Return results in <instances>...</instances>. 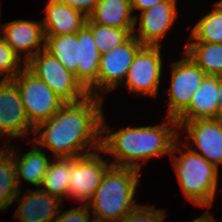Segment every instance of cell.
Segmentation results:
<instances>
[{"mask_svg":"<svg viewBox=\"0 0 222 222\" xmlns=\"http://www.w3.org/2000/svg\"><path fill=\"white\" fill-rule=\"evenodd\" d=\"M102 105L103 98L93 95L66 102L50 119L34 128L36 136L30 139L31 143H37L39 148L45 146L54 159L74 158L98 150L104 116Z\"/></svg>","mask_w":222,"mask_h":222,"instance_id":"1","label":"cell"},{"mask_svg":"<svg viewBox=\"0 0 222 222\" xmlns=\"http://www.w3.org/2000/svg\"><path fill=\"white\" fill-rule=\"evenodd\" d=\"M166 121L154 126L121 128L113 131L102 119L101 149L111 156L114 166L130 167L141 171V161L172 153L180 136L176 119L166 116ZM141 163V164H140Z\"/></svg>","mask_w":222,"mask_h":222,"instance_id":"2","label":"cell"},{"mask_svg":"<svg viewBox=\"0 0 222 222\" xmlns=\"http://www.w3.org/2000/svg\"><path fill=\"white\" fill-rule=\"evenodd\" d=\"M139 177L137 169L111 165L87 203L93 217L120 222L139 205L134 202Z\"/></svg>","mask_w":222,"mask_h":222,"instance_id":"3","label":"cell"},{"mask_svg":"<svg viewBox=\"0 0 222 222\" xmlns=\"http://www.w3.org/2000/svg\"><path fill=\"white\" fill-rule=\"evenodd\" d=\"M178 143L173 146L171 160L183 194L194 205L209 208L217 194L219 169L187 146L183 151Z\"/></svg>","mask_w":222,"mask_h":222,"instance_id":"4","label":"cell"},{"mask_svg":"<svg viewBox=\"0 0 222 222\" xmlns=\"http://www.w3.org/2000/svg\"><path fill=\"white\" fill-rule=\"evenodd\" d=\"M13 80L18 86L26 116L34 128L50 119L66 103L26 66Z\"/></svg>","mask_w":222,"mask_h":222,"instance_id":"5","label":"cell"},{"mask_svg":"<svg viewBox=\"0 0 222 222\" xmlns=\"http://www.w3.org/2000/svg\"><path fill=\"white\" fill-rule=\"evenodd\" d=\"M25 66L65 102H77L89 95L75 74L45 49L34 55Z\"/></svg>","mask_w":222,"mask_h":222,"instance_id":"6","label":"cell"},{"mask_svg":"<svg viewBox=\"0 0 222 222\" xmlns=\"http://www.w3.org/2000/svg\"><path fill=\"white\" fill-rule=\"evenodd\" d=\"M99 148L91 153L70 158L69 186L67 194L69 198L87 204L93 197L101 180L112 165L100 155Z\"/></svg>","mask_w":222,"mask_h":222,"instance_id":"7","label":"cell"},{"mask_svg":"<svg viewBox=\"0 0 222 222\" xmlns=\"http://www.w3.org/2000/svg\"><path fill=\"white\" fill-rule=\"evenodd\" d=\"M162 66L161 46L143 45L134 56L122 85L138 96L156 97Z\"/></svg>","mask_w":222,"mask_h":222,"instance_id":"8","label":"cell"},{"mask_svg":"<svg viewBox=\"0 0 222 222\" xmlns=\"http://www.w3.org/2000/svg\"><path fill=\"white\" fill-rule=\"evenodd\" d=\"M181 60L171 67V86L168 92L167 117L176 119L189 105L193 94L201 86L206 73L184 52Z\"/></svg>","mask_w":222,"mask_h":222,"instance_id":"9","label":"cell"},{"mask_svg":"<svg viewBox=\"0 0 222 222\" xmlns=\"http://www.w3.org/2000/svg\"><path fill=\"white\" fill-rule=\"evenodd\" d=\"M29 131L33 133L34 127L26 116L16 82L13 79H0V138L7 135L1 143L27 137Z\"/></svg>","mask_w":222,"mask_h":222,"instance_id":"10","label":"cell"},{"mask_svg":"<svg viewBox=\"0 0 222 222\" xmlns=\"http://www.w3.org/2000/svg\"><path fill=\"white\" fill-rule=\"evenodd\" d=\"M177 123L178 128H184L187 133L185 142H192L185 146L219 169V165H222V120L207 118ZM193 145L196 146L195 150Z\"/></svg>","mask_w":222,"mask_h":222,"instance_id":"11","label":"cell"},{"mask_svg":"<svg viewBox=\"0 0 222 222\" xmlns=\"http://www.w3.org/2000/svg\"><path fill=\"white\" fill-rule=\"evenodd\" d=\"M178 15L177 0H165L140 13L139 18L135 15L133 35L142 45L162 46L160 41L167 35Z\"/></svg>","mask_w":222,"mask_h":222,"instance_id":"12","label":"cell"},{"mask_svg":"<svg viewBox=\"0 0 222 222\" xmlns=\"http://www.w3.org/2000/svg\"><path fill=\"white\" fill-rule=\"evenodd\" d=\"M143 45L132 35L124 44L101 55L97 90L106 93L123 84L134 56Z\"/></svg>","mask_w":222,"mask_h":222,"instance_id":"13","label":"cell"},{"mask_svg":"<svg viewBox=\"0 0 222 222\" xmlns=\"http://www.w3.org/2000/svg\"><path fill=\"white\" fill-rule=\"evenodd\" d=\"M2 37L25 64L45 49V34L41 21L13 20L2 24ZM25 52L24 58L22 53Z\"/></svg>","mask_w":222,"mask_h":222,"instance_id":"14","label":"cell"},{"mask_svg":"<svg viewBox=\"0 0 222 222\" xmlns=\"http://www.w3.org/2000/svg\"><path fill=\"white\" fill-rule=\"evenodd\" d=\"M21 192L19 190L14 199L15 202L20 201L14 215L18 222H53L60 208L64 209L63 201L41 188L27 189L20 198Z\"/></svg>","mask_w":222,"mask_h":222,"instance_id":"15","label":"cell"},{"mask_svg":"<svg viewBox=\"0 0 222 222\" xmlns=\"http://www.w3.org/2000/svg\"><path fill=\"white\" fill-rule=\"evenodd\" d=\"M76 34L80 45L77 80L89 95L103 98V95L96 91L101 54L95 45L94 36L86 24Z\"/></svg>","mask_w":222,"mask_h":222,"instance_id":"16","label":"cell"},{"mask_svg":"<svg viewBox=\"0 0 222 222\" xmlns=\"http://www.w3.org/2000/svg\"><path fill=\"white\" fill-rule=\"evenodd\" d=\"M45 17L41 21L45 36H60L77 33L86 22L81 12L58 0H47Z\"/></svg>","mask_w":222,"mask_h":222,"instance_id":"17","label":"cell"},{"mask_svg":"<svg viewBox=\"0 0 222 222\" xmlns=\"http://www.w3.org/2000/svg\"><path fill=\"white\" fill-rule=\"evenodd\" d=\"M218 90V76L206 75L201 86L193 94L190 105L176 118V121L216 118Z\"/></svg>","mask_w":222,"mask_h":222,"instance_id":"18","label":"cell"},{"mask_svg":"<svg viewBox=\"0 0 222 222\" xmlns=\"http://www.w3.org/2000/svg\"><path fill=\"white\" fill-rule=\"evenodd\" d=\"M4 146L13 154L19 189L21 190L20 187L23 179L29 184L41 188L44 175L50 162L43 148L34 146L28 152L20 155L18 151H15L16 148L14 149L13 146H6V144Z\"/></svg>","mask_w":222,"mask_h":222,"instance_id":"19","label":"cell"},{"mask_svg":"<svg viewBox=\"0 0 222 222\" xmlns=\"http://www.w3.org/2000/svg\"><path fill=\"white\" fill-rule=\"evenodd\" d=\"M131 0H100L88 17L93 23L124 29L135 28Z\"/></svg>","mask_w":222,"mask_h":222,"instance_id":"20","label":"cell"},{"mask_svg":"<svg viewBox=\"0 0 222 222\" xmlns=\"http://www.w3.org/2000/svg\"><path fill=\"white\" fill-rule=\"evenodd\" d=\"M45 50L77 78V66L79 62L80 45L77 34H65L60 36H45Z\"/></svg>","mask_w":222,"mask_h":222,"instance_id":"21","label":"cell"},{"mask_svg":"<svg viewBox=\"0 0 222 222\" xmlns=\"http://www.w3.org/2000/svg\"><path fill=\"white\" fill-rule=\"evenodd\" d=\"M184 52L206 75H222V43L190 42Z\"/></svg>","mask_w":222,"mask_h":222,"instance_id":"22","label":"cell"},{"mask_svg":"<svg viewBox=\"0 0 222 222\" xmlns=\"http://www.w3.org/2000/svg\"><path fill=\"white\" fill-rule=\"evenodd\" d=\"M19 190L13 154L2 146L0 148V211H4L14 203Z\"/></svg>","mask_w":222,"mask_h":222,"instance_id":"23","label":"cell"},{"mask_svg":"<svg viewBox=\"0 0 222 222\" xmlns=\"http://www.w3.org/2000/svg\"><path fill=\"white\" fill-rule=\"evenodd\" d=\"M55 160H51L48 164L41 189L63 201L64 196L69 198L67 189L69 186L70 158H55Z\"/></svg>","mask_w":222,"mask_h":222,"instance_id":"24","label":"cell"},{"mask_svg":"<svg viewBox=\"0 0 222 222\" xmlns=\"http://www.w3.org/2000/svg\"><path fill=\"white\" fill-rule=\"evenodd\" d=\"M213 6L192 28L189 42L222 43V6L217 2Z\"/></svg>","mask_w":222,"mask_h":222,"instance_id":"25","label":"cell"},{"mask_svg":"<svg viewBox=\"0 0 222 222\" xmlns=\"http://www.w3.org/2000/svg\"><path fill=\"white\" fill-rule=\"evenodd\" d=\"M85 24L91 29L95 45L102 55L124 44L132 35L134 29L114 28L93 23L89 18Z\"/></svg>","mask_w":222,"mask_h":222,"instance_id":"26","label":"cell"},{"mask_svg":"<svg viewBox=\"0 0 222 222\" xmlns=\"http://www.w3.org/2000/svg\"><path fill=\"white\" fill-rule=\"evenodd\" d=\"M21 60L0 35V79H13L25 67Z\"/></svg>","mask_w":222,"mask_h":222,"instance_id":"27","label":"cell"},{"mask_svg":"<svg viewBox=\"0 0 222 222\" xmlns=\"http://www.w3.org/2000/svg\"><path fill=\"white\" fill-rule=\"evenodd\" d=\"M165 210L157 209L154 206L138 205L129 212L120 222H163Z\"/></svg>","mask_w":222,"mask_h":222,"instance_id":"28","label":"cell"},{"mask_svg":"<svg viewBox=\"0 0 222 222\" xmlns=\"http://www.w3.org/2000/svg\"><path fill=\"white\" fill-rule=\"evenodd\" d=\"M63 211V212H62ZM60 209L56 219L53 222H89L91 217L88 204H82L78 207H73L68 211Z\"/></svg>","mask_w":222,"mask_h":222,"instance_id":"29","label":"cell"},{"mask_svg":"<svg viewBox=\"0 0 222 222\" xmlns=\"http://www.w3.org/2000/svg\"><path fill=\"white\" fill-rule=\"evenodd\" d=\"M60 3L66 4L69 7L81 12L85 17H89L97 3L100 0H58Z\"/></svg>","mask_w":222,"mask_h":222,"instance_id":"30","label":"cell"},{"mask_svg":"<svg viewBox=\"0 0 222 222\" xmlns=\"http://www.w3.org/2000/svg\"><path fill=\"white\" fill-rule=\"evenodd\" d=\"M164 1L165 0H131L132 12L139 11L142 13Z\"/></svg>","mask_w":222,"mask_h":222,"instance_id":"31","label":"cell"},{"mask_svg":"<svg viewBox=\"0 0 222 222\" xmlns=\"http://www.w3.org/2000/svg\"><path fill=\"white\" fill-rule=\"evenodd\" d=\"M218 87H219L218 90L219 103L216 110V118L222 120V75H218Z\"/></svg>","mask_w":222,"mask_h":222,"instance_id":"32","label":"cell"},{"mask_svg":"<svg viewBox=\"0 0 222 222\" xmlns=\"http://www.w3.org/2000/svg\"><path fill=\"white\" fill-rule=\"evenodd\" d=\"M210 214L209 211H205L200 217L194 219L191 222H218L215 218Z\"/></svg>","mask_w":222,"mask_h":222,"instance_id":"33","label":"cell"},{"mask_svg":"<svg viewBox=\"0 0 222 222\" xmlns=\"http://www.w3.org/2000/svg\"><path fill=\"white\" fill-rule=\"evenodd\" d=\"M89 222H113V221L93 217V220L92 221L90 220Z\"/></svg>","mask_w":222,"mask_h":222,"instance_id":"34","label":"cell"},{"mask_svg":"<svg viewBox=\"0 0 222 222\" xmlns=\"http://www.w3.org/2000/svg\"><path fill=\"white\" fill-rule=\"evenodd\" d=\"M0 7H1V3H0ZM1 9V8H0ZM0 18H1V11H0ZM1 20V19H0ZM0 28H2V25H0ZM0 31H1V29H0ZM0 34H1V32H0Z\"/></svg>","mask_w":222,"mask_h":222,"instance_id":"35","label":"cell"},{"mask_svg":"<svg viewBox=\"0 0 222 222\" xmlns=\"http://www.w3.org/2000/svg\"><path fill=\"white\" fill-rule=\"evenodd\" d=\"M217 3L222 6V0L218 1Z\"/></svg>","mask_w":222,"mask_h":222,"instance_id":"36","label":"cell"}]
</instances>
